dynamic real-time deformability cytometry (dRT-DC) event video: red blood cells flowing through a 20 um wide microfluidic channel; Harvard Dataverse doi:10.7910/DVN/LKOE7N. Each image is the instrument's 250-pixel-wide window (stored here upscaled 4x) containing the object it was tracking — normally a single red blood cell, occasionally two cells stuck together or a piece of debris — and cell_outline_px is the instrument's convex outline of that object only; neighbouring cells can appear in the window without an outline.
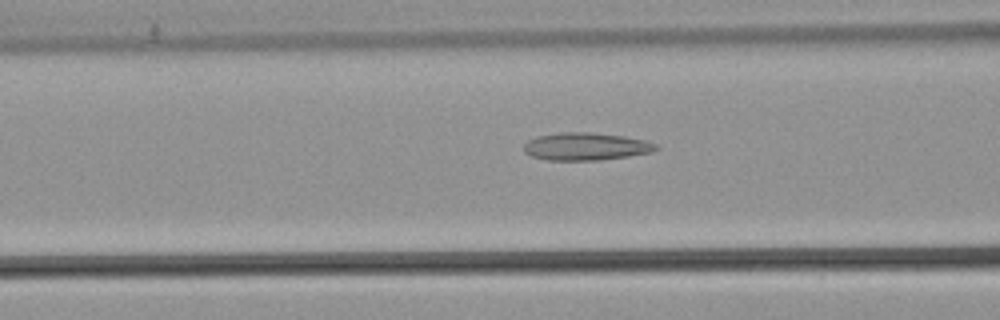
{"species": "common noctule bat (a hibernating species)", "species_latin": "Nyctalus noctula", "temperature_condition": "warm", "stored_images_in_passage": 54, "camera_frame_rate_fps": 3000, "um_per_image_px": 0.085, "animal": {"sex": "male", "body_mass_g": 21.5, "forearm_length_mm": 52.0}, "frame": {"image": 1, "passage_image": 22, "time_ms": 7.0, "image_size_px": [1000, 320], "cell_outline_px": [[660, 148], [652, 152], [628, 156], [600, 160], [548, 160], [532, 156], [524, 152], [524, 144], [528, 140], [536, 136], [560, 132], [592, 132], [624, 136], [644, 140], [656, 144]], "centroid_in_image_um": [49.79, 12.44], "position_along_channel_um": 116.8, "area_um2": 21.33}}
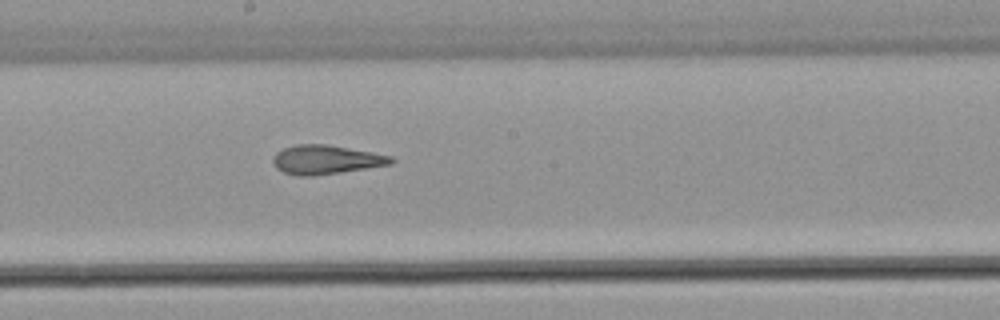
{"frame": {"image": 2, "passage_image": 30, "time_ms": 9.667, "image_size_px": [1000, 320], "cell_outline_px": [[396, 160], [392, 164], [340, 172], [312, 176], [296, 176], [284, 172], [276, 168], [272, 160], [272, 156], [276, 152], [284, 148], [296, 144], [324, 144], [372, 152], [392, 156]], "centroid_in_image_um": [27.69, 13.57], "position_along_channel_um": 220.5, "area_um2": 19.94}}
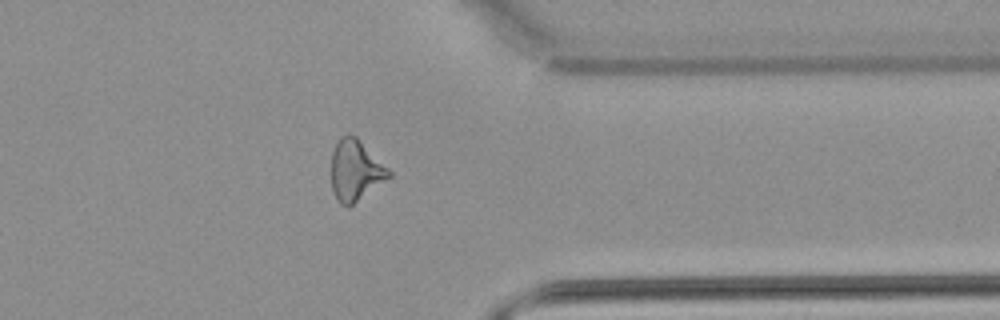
{"frame": {"image": 3, "passage_image": 43, "time_ms": 14.0, "image_size_px": [1000, 320], "cell_outline_px": [[392, 176], [348, 208], [340, 204], [336, 200], [332, 188], [332, 152], [336, 140], [340, 136], [348, 132], [356, 136], [392, 172]], "centroid_in_image_um": [30.2, 14.47], "position_along_channel_um": 381.2, "area_um2": 20.63}, "authors_computed_cell_mechanics": {"area_um2": 21.7328, "velocity_mm_per_s": 3.8837, "shape_relaxation_time_tau1_ms": null, "shape_relaxation_time_tau2_ms": 2.9065, "deformation_change_tau1": null, "deformation_change_tau2": 0.1362}}